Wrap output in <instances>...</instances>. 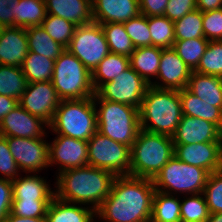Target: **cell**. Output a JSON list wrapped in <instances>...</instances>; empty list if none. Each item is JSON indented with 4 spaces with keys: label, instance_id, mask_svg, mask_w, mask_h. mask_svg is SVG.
<instances>
[{
    "label": "cell",
    "instance_id": "obj_32",
    "mask_svg": "<svg viewBox=\"0 0 222 222\" xmlns=\"http://www.w3.org/2000/svg\"><path fill=\"white\" fill-rule=\"evenodd\" d=\"M46 15L45 0H20L16 9V26L25 29L41 26Z\"/></svg>",
    "mask_w": 222,
    "mask_h": 222
},
{
    "label": "cell",
    "instance_id": "obj_23",
    "mask_svg": "<svg viewBox=\"0 0 222 222\" xmlns=\"http://www.w3.org/2000/svg\"><path fill=\"white\" fill-rule=\"evenodd\" d=\"M182 115L200 118L216 124L222 130V109L202 101L187 88L179 90Z\"/></svg>",
    "mask_w": 222,
    "mask_h": 222
},
{
    "label": "cell",
    "instance_id": "obj_3",
    "mask_svg": "<svg viewBox=\"0 0 222 222\" xmlns=\"http://www.w3.org/2000/svg\"><path fill=\"white\" fill-rule=\"evenodd\" d=\"M181 118L179 90L160 89L150 85L139 108L141 129L172 137Z\"/></svg>",
    "mask_w": 222,
    "mask_h": 222
},
{
    "label": "cell",
    "instance_id": "obj_17",
    "mask_svg": "<svg viewBox=\"0 0 222 222\" xmlns=\"http://www.w3.org/2000/svg\"><path fill=\"white\" fill-rule=\"evenodd\" d=\"M172 139L174 145L222 142V130L210 121L182 115Z\"/></svg>",
    "mask_w": 222,
    "mask_h": 222
},
{
    "label": "cell",
    "instance_id": "obj_38",
    "mask_svg": "<svg viewBox=\"0 0 222 222\" xmlns=\"http://www.w3.org/2000/svg\"><path fill=\"white\" fill-rule=\"evenodd\" d=\"M194 71L222 78V40L209 41L205 53Z\"/></svg>",
    "mask_w": 222,
    "mask_h": 222
},
{
    "label": "cell",
    "instance_id": "obj_11",
    "mask_svg": "<svg viewBox=\"0 0 222 222\" xmlns=\"http://www.w3.org/2000/svg\"><path fill=\"white\" fill-rule=\"evenodd\" d=\"M149 86V83L130 66L113 80L102 84L95 93L101 99L139 109Z\"/></svg>",
    "mask_w": 222,
    "mask_h": 222
},
{
    "label": "cell",
    "instance_id": "obj_46",
    "mask_svg": "<svg viewBox=\"0 0 222 222\" xmlns=\"http://www.w3.org/2000/svg\"><path fill=\"white\" fill-rule=\"evenodd\" d=\"M12 202V181L0 177V222H4L11 213Z\"/></svg>",
    "mask_w": 222,
    "mask_h": 222
},
{
    "label": "cell",
    "instance_id": "obj_14",
    "mask_svg": "<svg viewBox=\"0 0 222 222\" xmlns=\"http://www.w3.org/2000/svg\"><path fill=\"white\" fill-rule=\"evenodd\" d=\"M49 147V163L61 165L59 170L88 165V141L58 135Z\"/></svg>",
    "mask_w": 222,
    "mask_h": 222
},
{
    "label": "cell",
    "instance_id": "obj_19",
    "mask_svg": "<svg viewBox=\"0 0 222 222\" xmlns=\"http://www.w3.org/2000/svg\"><path fill=\"white\" fill-rule=\"evenodd\" d=\"M93 22L125 23L140 13L138 0H92Z\"/></svg>",
    "mask_w": 222,
    "mask_h": 222
},
{
    "label": "cell",
    "instance_id": "obj_28",
    "mask_svg": "<svg viewBox=\"0 0 222 222\" xmlns=\"http://www.w3.org/2000/svg\"><path fill=\"white\" fill-rule=\"evenodd\" d=\"M130 67V58L109 53L92 72V84L96 91L105 82L113 80Z\"/></svg>",
    "mask_w": 222,
    "mask_h": 222
},
{
    "label": "cell",
    "instance_id": "obj_6",
    "mask_svg": "<svg viewBox=\"0 0 222 222\" xmlns=\"http://www.w3.org/2000/svg\"><path fill=\"white\" fill-rule=\"evenodd\" d=\"M94 102L101 106L96 109L97 131L112 140L132 146L138 136L140 127L139 109L127 104L101 99L96 93Z\"/></svg>",
    "mask_w": 222,
    "mask_h": 222
},
{
    "label": "cell",
    "instance_id": "obj_43",
    "mask_svg": "<svg viewBox=\"0 0 222 222\" xmlns=\"http://www.w3.org/2000/svg\"><path fill=\"white\" fill-rule=\"evenodd\" d=\"M204 38L222 40V8L202 12Z\"/></svg>",
    "mask_w": 222,
    "mask_h": 222
},
{
    "label": "cell",
    "instance_id": "obj_4",
    "mask_svg": "<svg viewBox=\"0 0 222 222\" xmlns=\"http://www.w3.org/2000/svg\"><path fill=\"white\" fill-rule=\"evenodd\" d=\"M173 156L174 143L171 136L141 129L131 146L129 175L153 180Z\"/></svg>",
    "mask_w": 222,
    "mask_h": 222
},
{
    "label": "cell",
    "instance_id": "obj_15",
    "mask_svg": "<svg viewBox=\"0 0 222 222\" xmlns=\"http://www.w3.org/2000/svg\"><path fill=\"white\" fill-rule=\"evenodd\" d=\"M174 155L180 161L204 168L209 173L222 170V142L174 145Z\"/></svg>",
    "mask_w": 222,
    "mask_h": 222
},
{
    "label": "cell",
    "instance_id": "obj_47",
    "mask_svg": "<svg viewBox=\"0 0 222 222\" xmlns=\"http://www.w3.org/2000/svg\"><path fill=\"white\" fill-rule=\"evenodd\" d=\"M20 0H0V25L16 26V9Z\"/></svg>",
    "mask_w": 222,
    "mask_h": 222
},
{
    "label": "cell",
    "instance_id": "obj_45",
    "mask_svg": "<svg viewBox=\"0 0 222 222\" xmlns=\"http://www.w3.org/2000/svg\"><path fill=\"white\" fill-rule=\"evenodd\" d=\"M195 9H197L196 0H169L164 16L175 22Z\"/></svg>",
    "mask_w": 222,
    "mask_h": 222
},
{
    "label": "cell",
    "instance_id": "obj_41",
    "mask_svg": "<svg viewBox=\"0 0 222 222\" xmlns=\"http://www.w3.org/2000/svg\"><path fill=\"white\" fill-rule=\"evenodd\" d=\"M202 195L210 213H222V170L209 174Z\"/></svg>",
    "mask_w": 222,
    "mask_h": 222
},
{
    "label": "cell",
    "instance_id": "obj_9",
    "mask_svg": "<svg viewBox=\"0 0 222 222\" xmlns=\"http://www.w3.org/2000/svg\"><path fill=\"white\" fill-rule=\"evenodd\" d=\"M88 165L110 171L115 176L129 175L131 147L97 131L88 140Z\"/></svg>",
    "mask_w": 222,
    "mask_h": 222
},
{
    "label": "cell",
    "instance_id": "obj_39",
    "mask_svg": "<svg viewBox=\"0 0 222 222\" xmlns=\"http://www.w3.org/2000/svg\"><path fill=\"white\" fill-rule=\"evenodd\" d=\"M200 195V196H198ZM181 222H207L210 212L205 198L192 194L180 202Z\"/></svg>",
    "mask_w": 222,
    "mask_h": 222
},
{
    "label": "cell",
    "instance_id": "obj_22",
    "mask_svg": "<svg viewBox=\"0 0 222 222\" xmlns=\"http://www.w3.org/2000/svg\"><path fill=\"white\" fill-rule=\"evenodd\" d=\"M187 89L202 101L222 109V78L192 71Z\"/></svg>",
    "mask_w": 222,
    "mask_h": 222
},
{
    "label": "cell",
    "instance_id": "obj_37",
    "mask_svg": "<svg viewBox=\"0 0 222 222\" xmlns=\"http://www.w3.org/2000/svg\"><path fill=\"white\" fill-rule=\"evenodd\" d=\"M41 27L53 40L67 48L73 37L76 25L58 16H48L47 14Z\"/></svg>",
    "mask_w": 222,
    "mask_h": 222
},
{
    "label": "cell",
    "instance_id": "obj_40",
    "mask_svg": "<svg viewBox=\"0 0 222 222\" xmlns=\"http://www.w3.org/2000/svg\"><path fill=\"white\" fill-rule=\"evenodd\" d=\"M123 25L135 48L152 46L147 16L139 14Z\"/></svg>",
    "mask_w": 222,
    "mask_h": 222
},
{
    "label": "cell",
    "instance_id": "obj_12",
    "mask_svg": "<svg viewBox=\"0 0 222 222\" xmlns=\"http://www.w3.org/2000/svg\"><path fill=\"white\" fill-rule=\"evenodd\" d=\"M60 102L61 99L52 81L29 83L18 101L24 110L43 119L48 125L52 122Z\"/></svg>",
    "mask_w": 222,
    "mask_h": 222
},
{
    "label": "cell",
    "instance_id": "obj_42",
    "mask_svg": "<svg viewBox=\"0 0 222 222\" xmlns=\"http://www.w3.org/2000/svg\"><path fill=\"white\" fill-rule=\"evenodd\" d=\"M52 200H13L11 213L18 217H46L48 205Z\"/></svg>",
    "mask_w": 222,
    "mask_h": 222
},
{
    "label": "cell",
    "instance_id": "obj_52",
    "mask_svg": "<svg viewBox=\"0 0 222 222\" xmlns=\"http://www.w3.org/2000/svg\"><path fill=\"white\" fill-rule=\"evenodd\" d=\"M207 222H222V213H210Z\"/></svg>",
    "mask_w": 222,
    "mask_h": 222
},
{
    "label": "cell",
    "instance_id": "obj_31",
    "mask_svg": "<svg viewBox=\"0 0 222 222\" xmlns=\"http://www.w3.org/2000/svg\"><path fill=\"white\" fill-rule=\"evenodd\" d=\"M28 84L21 67L0 64V95L10 96L19 101Z\"/></svg>",
    "mask_w": 222,
    "mask_h": 222
},
{
    "label": "cell",
    "instance_id": "obj_25",
    "mask_svg": "<svg viewBox=\"0 0 222 222\" xmlns=\"http://www.w3.org/2000/svg\"><path fill=\"white\" fill-rule=\"evenodd\" d=\"M13 200H52L55 193L37 175L12 180Z\"/></svg>",
    "mask_w": 222,
    "mask_h": 222
},
{
    "label": "cell",
    "instance_id": "obj_24",
    "mask_svg": "<svg viewBox=\"0 0 222 222\" xmlns=\"http://www.w3.org/2000/svg\"><path fill=\"white\" fill-rule=\"evenodd\" d=\"M59 200L56 196L48 205L46 212L47 222H93L96 211L92 208H83Z\"/></svg>",
    "mask_w": 222,
    "mask_h": 222
},
{
    "label": "cell",
    "instance_id": "obj_2",
    "mask_svg": "<svg viewBox=\"0 0 222 222\" xmlns=\"http://www.w3.org/2000/svg\"><path fill=\"white\" fill-rule=\"evenodd\" d=\"M55 196L72 204H92L97 210L110 194L115 175L90 165L59 172Z\"/></svg>",
    "mask_w": 222,
    "mask_h": 222
},
{
    "label": "cell",
    "instance_id": "obj_29",
    "mask_svg": "<svg viewBox=\"0 0 222 222\" xmlns=\"http://www.w3.org/2000/svg\"><path fill=\"white\" fill-rule=\"evenodd\" d=\"M150 222H181L180 200L161 191H155Z\"/></svg>",
    "mask_w": 222,
    "mask_h": 222
},
{
    "label": "cell",
    "instance_id": "obj_48",
    "mask_svg": "<svg viewBox=\"0 0 222 222\" xmlns=\"http://www.w3.org/2000/svg\"><path fill=\"white\" fill-rule=\"evenodd\" d=\"M140 13L147 16H162L169 0H138Z\"/></svg>",
    "mask_w": 222,
    "mask_h": 222
},
{
    "label": "cell",
    "instance_id": "obj_50",
    "mask_svg": "<svg viewBox=\"0 0 222 222\" xmlns=\"http://www.w3.org/2000/svg\"><path fill=\"white\" fill-rule=\"evenodd\" d=\"M196 3L201 12L222 8V0H196Z\"/></svg>",
    "mask_w": 222,
    "mask_h": 222
},
{
    "label": "cell",
    "instance_id": "obj_18",
    "mask_svg": "<svg viewBox=\"0 0 222 222\" xmlns=\"http://www.w3.org/2000/svg\"><path fill=\"white\" fill-rule=\"evenodd\" d=\"M191 72L173 48L162 49L157 78L163 81V84L152 82L151 86L160 89L182 90L187 88Z\"/></svg>",
    "mask_w": 222,
    "mask_h": 222
},
{
    "label": "cell",
    "instance_id": "obj_13",
    "mask_svg": "<svg viewBox=\"0 0 222 222\" xmlns=\"http://www.w3.org/2000/svg\"><path fill=\"white\" fill-rule=\"evenodd\" d=\"M11 155L24 172H37L50 166L49 147L42 138L5 137Z\"/></svg>",
    "mask_w": 222,
    "mask_h": 222
},
{
    "label": "cell",
    "instance_id": "obj_1",
    "mask_svg": "<svg viewBox=\"0 0 222 222\" xmlns=\"http://www.w3.org/2000/svg\"><path fill=\"white\" fill-rule=\"evenodd\" d=\"M155 191L152 179L116 176L96 215L109 222H150Z\"/></svg>",
    "mask_w": 222,
    "mask_h": 222
},
{
    "label": "cell",
    "instance_id": "obj_27",
    "mask_svg": "<svg viewBox=\"0 0 222 222\" xmlns=\"http://www.w3.org/2000/svg\"><path fill=\"white\" fill-rule=\"evenodd\" d=\"M29 51L43 55L44 57L56 60L66 48L53 40L41 27L26 28Z\"/></svg>",
    "mask_w": 222,
    "mask_h": 222
},
{
    "label": "cell",
    "instance_id": "obj_20",
    "mask_svg": "<svg viewBox=\"0 0 222 222\" xmlns=\"http://www.w3.org/2000/svg\"><path fill=\"white\" fill-rule=\"evenodd\" d=\"M28 51V37L25 28L3 27L0 34V64L21 67Z\"/></svg>",
    "mask_w": 222,
    "mask_h": 222
},
{
    "label": "cell",
    "instance_id": "obj_44",
    "mask_svg": "<svg viewBox=\"0 0 222 222\" xmlns=\"http://www.w3.org/2000/svg\"><path fill=\"white\" fill-rule=\"evenodd\" d=\"M18 164L11 155L7 139L0 136V173H3L5 179L14 180L17 177Z\"/></svg>",
    "mask_w": 222,
    "mask_h": 222
},
{
    "label": "cell",
    "instance_id": "obj_26",
    "mask_svg": "<svg viewBox=\"0 0 222 222\" xmlns=\"http://www.w3.org/2000/svg\"><path fill=\"white\" fill-rule=\"evenodd\" d=\"M162 48L155 46L135 48L130 58V66L151 85L150 76L157 77Z\"/></svg>",
    "mask_w": 222,
    "mask_h": 222
},
{
    "label": "cell",
    "instance_id": "obj_5",
    "mask_svg": "<svg viewBox=\"0 0 222 222\" xmlns=\"http://www.w3.org/2000/svg\"><path fill=\"white\" fill-rule=\"evenodd\" d=\"M96 107L93 97L61 100L48 127L56 134L88 141L97 132Z\"/></svg>",
    "mask_w": 222,
    "mask_h": 222
},
{
    "label": "cell",
    "instance_id": "obj_33",
    "mask_svg": "<svg viewBox=\"0 0 222 222\" xmlns=\"http://www.w3.org/2000/svg\"><path fill=\"white\" fill-rule=\"evenodd\" d=\"M111 53L130 57L134 52V44L126 33L123 23L101 24Z\"/></svg>",
    "mask_w": 222,
    "mask_h": 222
},
{
    "label": "cell",
    "instance_id": "obj_35",
    "mask_svg": "<svg viewBox=\"0 0 222 222\" xmlns=\"http://www.w3.org/2000/svg\"><path fill=\"white\" fill-rule=\"evenodd\" d=\"M209 41L206 38L175 40L173 49L185 64L194 71L205 53Z\"/></svg>",
    "mask_w": 222,
    "mask_h": 222
},
{
    "label": "cell",
    "instance_id": "obj_34",
    "mask_svg": "<svg viewBox=\"0 0 222 222\" xmlns=\"http://www.w3.org/2000/svg\"><path fill=\"white\" fill-rule=\"evenodd\" d=\"M148 28L152 46L162 49L173 48L175 42L173 21L164 15L148 17Z\"/></svg>",
    "mask_w": 222,
    "mask_h": 222
},
{
    "label": "cell",
    "instance_id": "obj_8",
    "mask_svg": "<svg viewBox=\"0 0 222 222\" xmlns=\"http://www.w3.org/2000/svg\"><path fill=\"white\" fill-rule=\"evenodd\" d=\"M209 174L204 168L182 162L174 155L153 179L154 188L167 194L172 190L190 195L202 194Z\"/></svg>",
    "mask_w": 222,
    "mask_h": 222
},
{
    "label": "cell",
    "instance_id": "obj_10",
    "mask_svg": "<svg viewBox=\"0 0 222 222\" xmlns=\"http://www.w3.org/2000/svg\"><path fill=\"white\" fill-rule=\"evenodd\" d=\"M66 49L76 56L90 72H93L110 53L101 24L96 22L76 26Z\"/></svg>",
    "mask_w": 222,
    "mask_h": 222
},
{
    "label": "cell",
    "instance_id": "obj_36",
    "mask_svg": "<svg viewBox=\"0 0 222 222\" xmlns=\"http://www.w3.org/2000/svg\"><path fill=\"white\" fill-rule=\"evenodd\" d=\"M175 40L204 38L202 12L195 9L174 22Z\"/></svg>",
    "mask_w": 222,
    "mask_h": 222
},
{
    "label": "cell",
    "instance_id": "obj_51",
    "mask_svg": "<svg viewBox=\"0 0 222 222\" xmlns=\"http://www.w3.org/2000/svg\"><path fill=\"white\" fill-rule=\"evenodd\" d=\"M4 222H47L46 217H36V218H29V217H18L10 213Z\"/></svg>",
    "mask_w": 222,
    "mask_h": 222
},
{
    "label": "cell",
    "instance_id": "obj_53",
    "mask_svg": "<svg viewBox=\"0 0 222 222\" xmlns=\"http://www.w3.org/2000/svg\"><path fill=\"white\" fill-rule=\"evenodd\" d=\"M2 30H3V27L0 25V34H1Z\"/></svg>",
    "mask_w": 222,
    "mask_h": 222
},
{
    "label": "cell",
    "instance_id": "obj_16",
    "mask_svg": "<svg viewBox=\"0 0 222 222\" xmlns=\"http://www.w3.org/2000/svg\"><path fill=\"white\" fill-rule=\"evenodd\" d=\"M43 124L48 123L43 119L30 114L19 104L0 122V136L18 138H42Z\"/></svg>",
    "mask_w": 222,
    "mask_h": 222
},
{
    "label": "cell",
    "instance_id": "obj_7",
    "mask_svg": "<svg viewBox=\"0 0 222 222\" xmlns=\"http://www.w3.org/2000/svg\"><path fill=\"white\" fill-rule=\"evenodd\" d=\"M51 81L61 100L94 97L92 72L67 49L55 60Z\"/></svg>",
    "mask_w": 222,
    "mask_h": 222
},
{
    "label": "cell",
    "instance_id": "obj_49",
    "mask_svg": "<svg viewBox=\"0 0 222 222\" xmlns=\"http://www.w3.org/2000/svg\"><path fill=\"white\" fill-rule=\"evenodd\" d=\"M18 104L17 99L0 95V122L3 120V117L11 112Z\"/></svg>",
    "mask_w": 222,
    "mask_h": 222
},
{
    "label": "cell",
    "instance_id": "obj_30",
    "mask_svg": "<svg viewBox=\"0 0 222 222\" xmlns=\"http://www.w3.org/2000/svg\"><path fill=\"white\" fill-rule=\"evenodd\" d=\"M55 60L28 51L21 69L29 83L51 81Z\"/></svg>",
    "mask_w": 222,
    "mask_h": 222
},
{
    "label": "cell",
    "instance_id": "obj_21",
    "mask_svg": "<svg viewBox=\"0 0 222 222\" xmlns=\"http://www.w3.org/2000/svg\"><path fill=\"white\" fill-rule=\"evenodd\" d=\"M46 12L76 26L93 22L92 0H45Z\"/></svg>",
    "mask_w": 222,
    "mask_h": 222
}]
</instances>
